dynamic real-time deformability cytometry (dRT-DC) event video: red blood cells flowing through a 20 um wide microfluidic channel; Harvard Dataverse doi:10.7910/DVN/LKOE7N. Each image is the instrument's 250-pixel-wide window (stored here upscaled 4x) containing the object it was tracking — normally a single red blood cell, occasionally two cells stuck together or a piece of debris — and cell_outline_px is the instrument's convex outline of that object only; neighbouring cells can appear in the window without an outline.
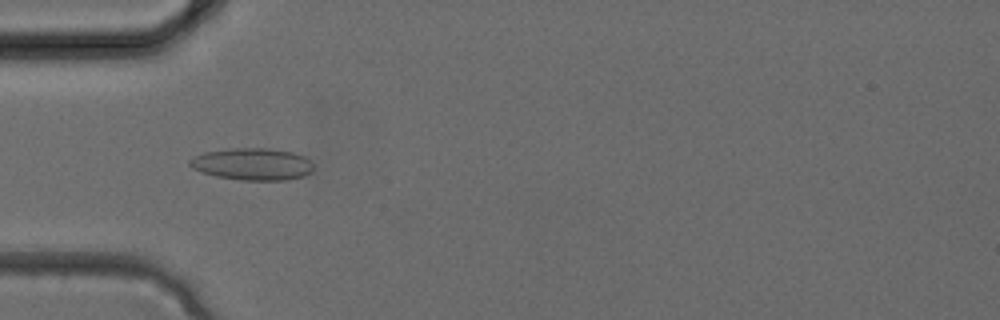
{"species": "common noctule bat (a hibernating species)", "species_latin": "Nyctalus noctula", "temperature_condition": "cold", "stored_images_in_passage": 30, "camera_frame_rate_fps": 3000, "um_per_image_px": 0.085, "animal": {"sex": "female", "body_mass_g": 24.6, "forearm_length_mm": 56.2}, "frame": {"image": 1, "passage_image": 7, "time_ms": 2.0, "image_size_px": [1000, 320], "cell_outline_px": [[312, 172], [304, 176], [284, 180], [240, 180], [216, 176], [192, 168], [188, 164], [188, 160], [204, 152], [228, 148], [268, 148], [292, 152], [304, 156], [312, 164]], "centroid_in_image_um": [21.44, 13.94], "position_along_channel_um": 63.6, "area_um2": 23.06}}
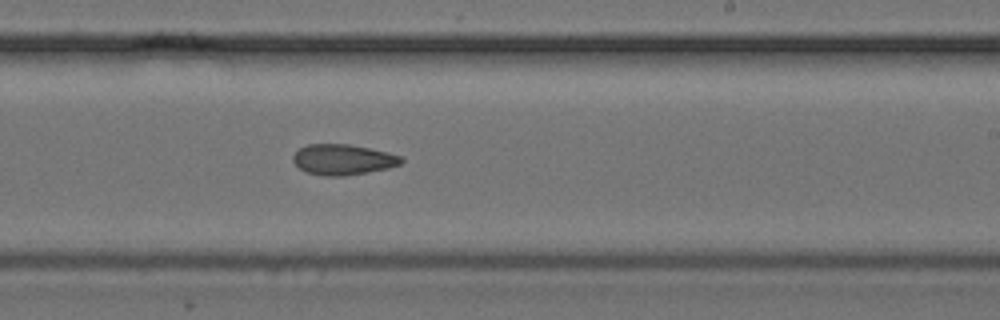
{"frame": {"image": 2, "passage_image": 17, "time_ms": 5.333, "image_size_px": [1000, 320], "cell_outline_px": [[404, 160], [400, 164], [388, 168], [368, 172], [344, 176], [324, 176], [304, 172], [292, 160], [292, 156], [300, 148], [308, 144], [348, 144], [388, 152], [400, 156]], "centroid_in_image_um": [29.13, 13.57], "position_along_channel_um": 259.9, "area_um2": 19.25}}
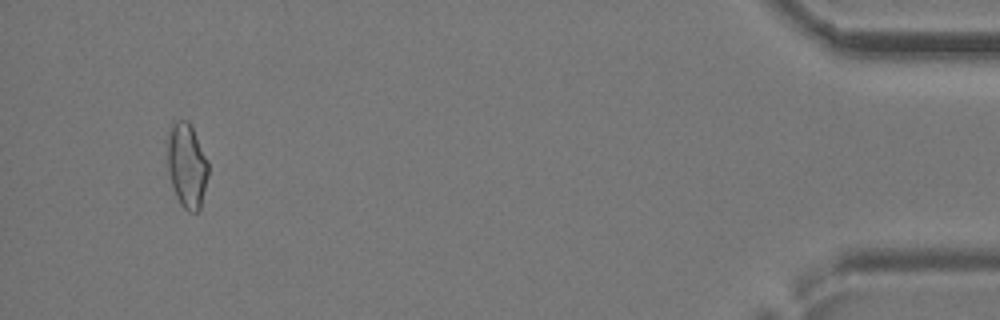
{"frame": {"image": 3, "passage_image": 29, "time_ms": 9.333, "image_size_px": [1000, 320], "cell_outline_px": [[208, 176], [200, 208], [196, 212], [188, 212], [180, 204], [176, 196], [168, 172], [164, 140], [172, 124], [176, 120], [188, 120], [208, 160]], "centroid_in_image_um": [15.84, 14.03], "position_along_channel_um": 419.4, "area_um2": 20.58}}